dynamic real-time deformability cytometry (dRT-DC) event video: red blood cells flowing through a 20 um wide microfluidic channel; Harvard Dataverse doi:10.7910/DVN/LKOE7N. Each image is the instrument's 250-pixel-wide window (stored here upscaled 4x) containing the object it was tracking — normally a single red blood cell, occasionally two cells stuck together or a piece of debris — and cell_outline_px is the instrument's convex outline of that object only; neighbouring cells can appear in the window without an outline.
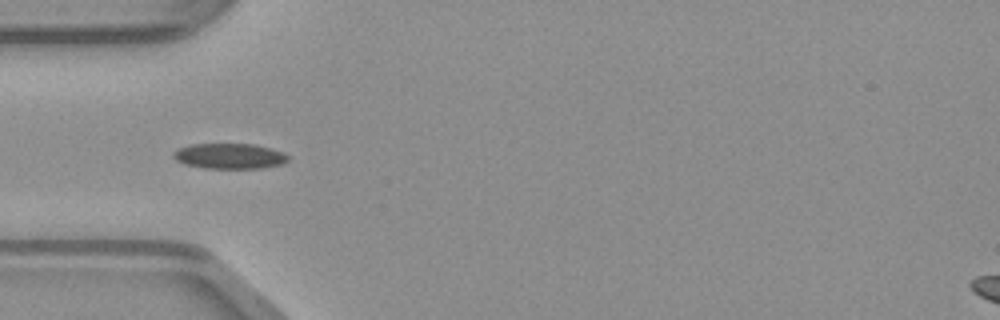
{"species": "common noctule bat (a hibernating species)", "species_latin": "Nyctalus noctula", "temperature_condition": "warm", "stored_images_in_passage": 35, "camera_frame_rate_fps": 3000, "um_per_image_px": 0.085, "animal": {"sex": "male", "body_mass_g": 23.1, "forearm_length_mm": 52.7}, "frame": {"image": 1, "passage_image": 1, "time_ms": 0.0, "image_size_px": [1000, 320], "cell_outline_px": [[288, 160], [284, 164], [264, 168], [204, 168], [184, 164], [176, 160], [172, 156], [172, 152], [180, 148], [192, 144], [256, 144], [272, 148], [284, 152], [288, 156]], "centroid_in_image_um": [19.54, 13.27], "position_along_channel_um": 65.5, "area_um2": 17.17}}
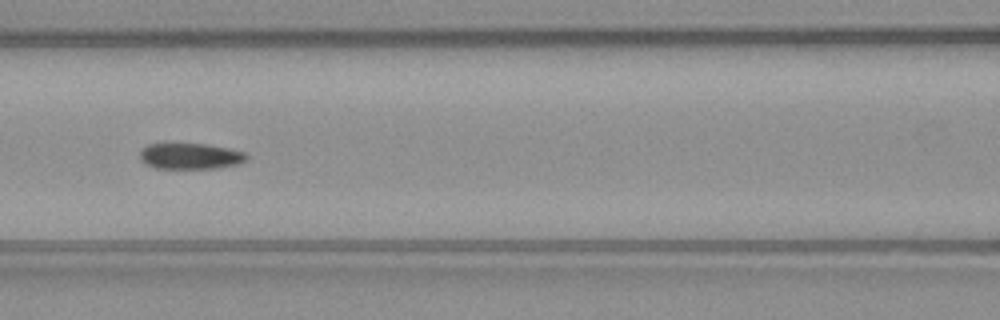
{"frame": {"image": 2, "passage_image": 7, "time_ms": 2.0, "image_size_px": [1000, 320], "cell_outline_px": [[248, 156], [240, 164], [216, 168], [156, 168], [140, 160], [140, 152], [148, 144], [208, 144], [228, 148], [244, 152]], "centroid_in_image_um": [16.2, 13.27], "position_along_channel_um": 150.4, "area_um2": 15.95}}
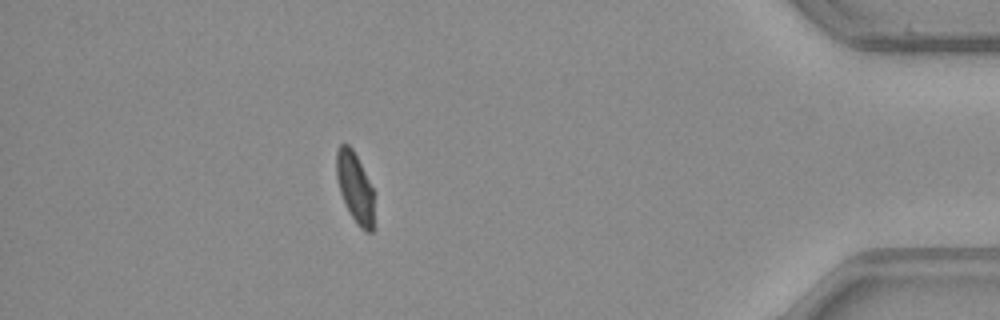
{"frame": {"image": 3, "passage_image": 29, "time_ms": 9.333, "image_size_px": [1000, 320], "cell_outline_px": [[372, 232], [364, 232], [360, 228], [352, 216], [340, 192], [336, 176], [336, 152], [340, 144], [348, 144], [352, 148], [372, 188]], "centroid_in_image_um": [30.13, 15.9], "position_along_channel_um": 405.1, "area_um2": 14.8}}